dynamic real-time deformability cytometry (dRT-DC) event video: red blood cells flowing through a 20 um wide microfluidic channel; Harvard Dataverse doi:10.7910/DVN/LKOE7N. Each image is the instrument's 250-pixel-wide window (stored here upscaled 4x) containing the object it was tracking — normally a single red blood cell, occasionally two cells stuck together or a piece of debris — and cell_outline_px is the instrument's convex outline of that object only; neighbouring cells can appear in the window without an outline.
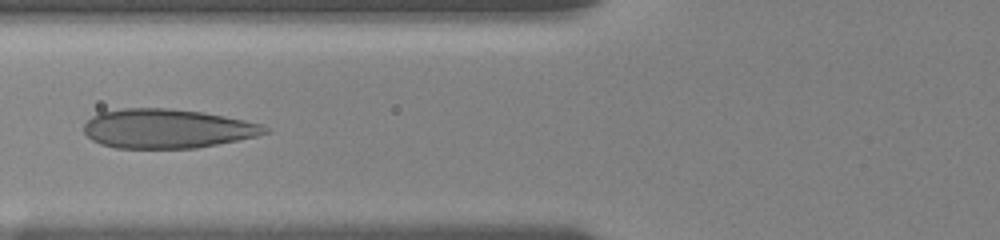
{"species": "human", "species_latin": "Homo sapiens", "temperature_condition": "room temperature", "stored_images_in_passage": 21, "camera_frame_rate_fps": 3000, "um_per_image_px": 0.085, "donor": {"sex": "female"}, "frame": {"image": 1, "passage_image": 10, "time_ms": 6.333, "image_size_px": [1000, 240], "cell_outline_px": [[272, 132], [256, 136], [196, 148], [116, 148], [100, 144], [92, 140], [84, 132], [84, 124], [92, 116], [100, 112], [124, 108], [168, 108], [204, 112], [264, 124]], "centroid_in_image_um": [14.21, 10.93], "position_along_channel_um": 111.6, "area_um2": 41.44}}
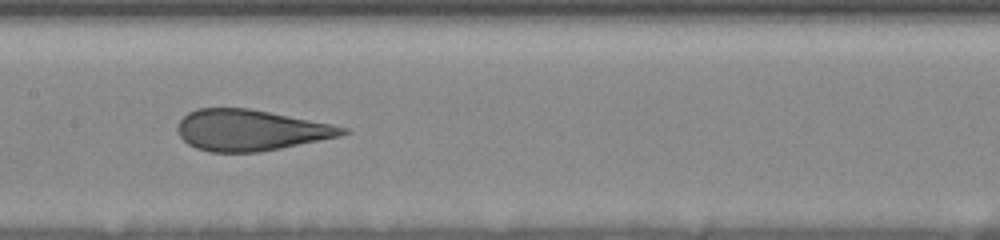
{"frame": {"image": 2, "passage_image": 16, "time_ms": 8.333, "image_size_px": [1000, 240], "cell_outline_px": [[352, 132], [340, 136], [260, 152], [208, 152], [196, 148], [188, 144], [180, 136], [176, 128], [180, 120], [188, 112], [196, 108], [248, 108], [332, 124], [348, 128]], "centroid_in_image_um": [21.28, 11.06], "position_along_channel_um": 186.1, "area_um2": 39.36}}
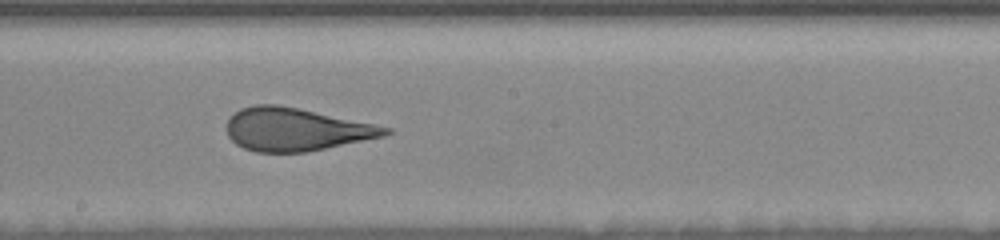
{"frame": {"image": 3, "passage_image": 19, "time_ms": 9.333, "image_size_px": [1000, 240], "cell_outline_px": [[392, 132], [384, 136], [308, 152], [256, 152], [244, 148], [236, 144], [228, 136], [224, 128], [228, 116], [240, 108], [256, 104], [276, 104], [296, 108], [392, 128]], "centroid_in_image_um": [25.07, 11.0], "position_along_channel_um": 223.1, "area_um2": 39.59}}